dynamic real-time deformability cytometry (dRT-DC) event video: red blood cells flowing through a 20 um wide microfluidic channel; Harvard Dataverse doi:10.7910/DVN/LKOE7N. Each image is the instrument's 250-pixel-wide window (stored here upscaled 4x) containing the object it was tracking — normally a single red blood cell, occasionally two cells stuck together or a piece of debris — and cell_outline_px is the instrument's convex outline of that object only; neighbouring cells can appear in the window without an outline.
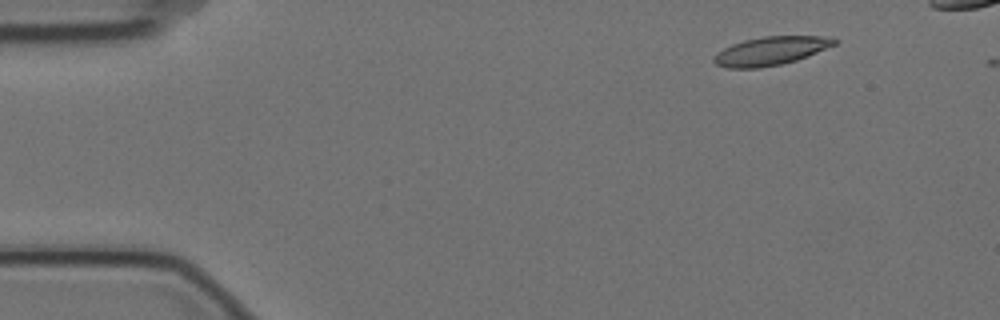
{"species": "Egyptian fruit bat (a non-hibernating species)", "species_latin": "Rousettus aegyptiacus", "temperature_condition": "cold", "stored_images_in_passage": 2, "camera_frame_rate_fps": 3000, "um_per_image_px": 0.085, "animal": {"sex": "female"}, "frame": {"image": 1, "passage_image": 1, "time_ms": 0.0, "image_size_px": [1000, 320], "cell_outline_px": [[840, 40], [836, 44], [796, 60], [780, 64], [760, 68], [728, 68], [716, 64], [712, 60], [712, 56], [716, 52], [732, 44], [744, 40], [764, 36], [832, 36]], "centroid_in_image_um": [65.5, 4.32], "position_along_channel_um": 19.5, "area_um2": 20.06}}